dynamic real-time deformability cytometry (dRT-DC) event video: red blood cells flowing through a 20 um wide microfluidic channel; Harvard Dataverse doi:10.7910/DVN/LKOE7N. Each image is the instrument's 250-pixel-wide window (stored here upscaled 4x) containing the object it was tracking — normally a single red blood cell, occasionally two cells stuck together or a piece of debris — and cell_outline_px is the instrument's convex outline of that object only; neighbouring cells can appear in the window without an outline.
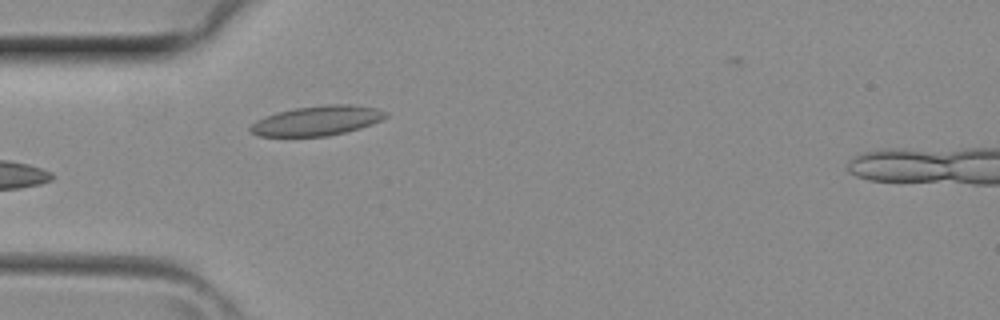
{"species": "common noctule bat (a hibernating species)", "species_latin": "Nyctalus noctula", "temperature_condition": "room temperature", "stored_images_in_passage": 5, "camera_frame_rate_fps": 3000, "um_per_image_px": 0.085, "animal": {"sex": "female", "body_mass_g": 29.2, "forearm_length_mm": 56.3}, "frame": {"image": 1, "passage_image": 4, "time_ms": 1.0, "image_size_px": [1000, 320], "cell_outline_px": [[388, 116], [372, 124], [360, 128], [328, 136], [256, 136], [248, 128], [256, 120], [264, 116], [276, 112], [296, 108], [328, 104], [352, 104], [376, 108], [388, 112]], "centroid_in_image_um": [26.95, 10.25], "position_along_channel_um": 58.1, "area_um2": 23.47}}